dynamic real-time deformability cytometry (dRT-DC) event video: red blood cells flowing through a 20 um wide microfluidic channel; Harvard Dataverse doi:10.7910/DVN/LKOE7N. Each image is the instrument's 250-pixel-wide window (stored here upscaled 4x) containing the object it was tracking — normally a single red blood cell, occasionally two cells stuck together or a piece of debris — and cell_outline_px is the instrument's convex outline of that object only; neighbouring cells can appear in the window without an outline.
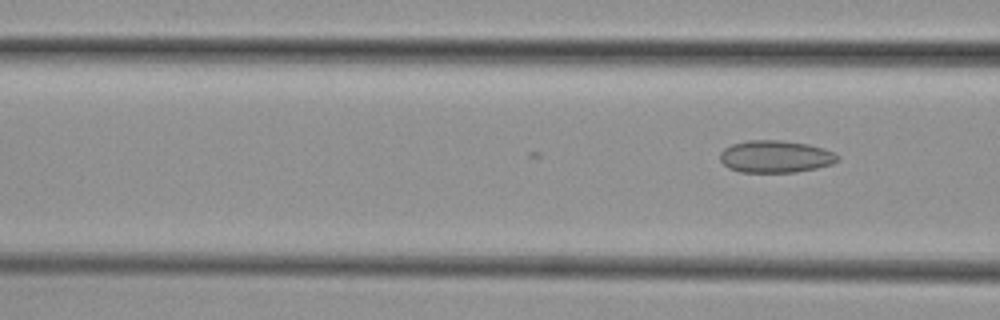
{"species": "common noctule bat (a hibernating species)", "species_latin": "Nyctalus noctula", "temperature_condition": "cold", "stored_images_in_passage": 4, "camera_frame_rate_fps": 3000, "um_per_image_px": 0.085, "animal": {"sex": "female", "body_mass_g": 29.2, "forearm_length_mm": 56.3}, "frame": {"image": 1, "passage_image": 4, "time_ms": 1.0, "image_size_px": [1000, 320], "cell_outline_px": [[840, 160], [832, 164], [816, 168], [796, 172], [740, 172], [728, 168], [720, 160], [720, 152], [724, 148], [732, 144], [748, 140], [780, 140], [808, 144], [824, 148], [840, 156]], "centroid_in_image_um": [65.92, 13.31], "position_along_channel_um": 100.7, "area_um2": 22.2}}